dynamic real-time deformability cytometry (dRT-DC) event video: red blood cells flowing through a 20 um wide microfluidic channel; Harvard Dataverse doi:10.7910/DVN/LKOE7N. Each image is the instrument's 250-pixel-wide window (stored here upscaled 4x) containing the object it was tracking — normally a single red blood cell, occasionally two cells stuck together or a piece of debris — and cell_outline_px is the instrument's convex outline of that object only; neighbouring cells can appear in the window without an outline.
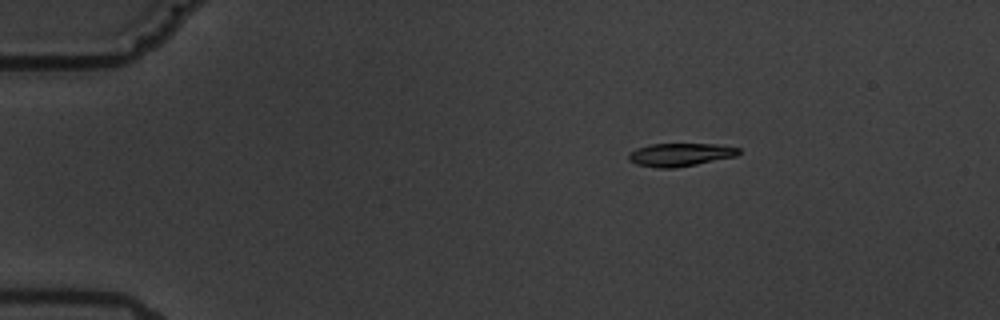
{"species": "common noctule bat (a hibernating species)", "species_latin": "Nyctalus noctula", "temperature_condition": "warm", "stored_images_in_passage": 7, "camera_frame_rate_fps": 3000, "um_per_image_px": 0.085, "animal": {"sex": "male", "body_mass_g": 19.5, "forearm_length_mm": 54.6}, "frame": {"image": 1, "passage_image": 3, "time_ms": 2.333, "image_size_px": [1000, 320], "cell_outline_px": [[740, 152], [736, 156], [696, 164], [672, 168], [656, 168], [636, 164], [628, 160], [628, 156], [636, 148], [652, 144], [716, 144], [740, 148]], "centroid_in_image_um": [57.81, 13.14], "position_along_channel_um": 27.2, "area_um2": 14.68}}